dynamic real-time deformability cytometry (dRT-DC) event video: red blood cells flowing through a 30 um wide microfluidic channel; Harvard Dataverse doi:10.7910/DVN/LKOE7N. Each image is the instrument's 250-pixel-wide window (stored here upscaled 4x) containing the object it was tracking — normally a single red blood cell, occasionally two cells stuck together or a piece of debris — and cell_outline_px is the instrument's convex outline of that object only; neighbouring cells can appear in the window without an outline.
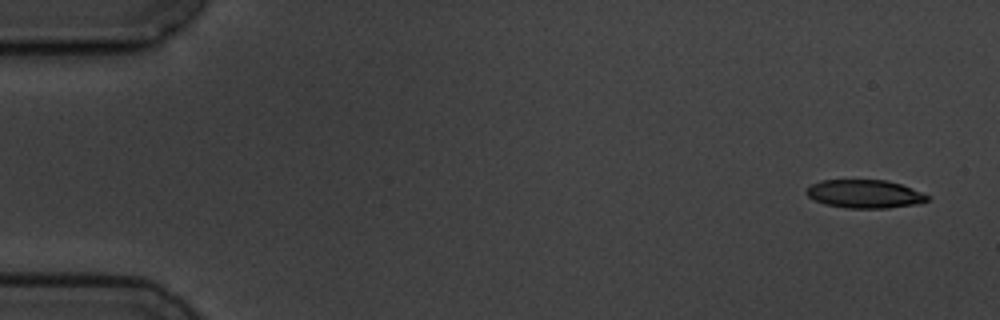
{"species": "common noctule bat (a hibernating species)", "species_latin": "Nyctalus noctula", "temperature_condition": "cold", "stored_images_in_passage": 5, "camera_frame_rate_fps": 3000, "um_per_image_px": 0.085, "animal": {"sex": "male", "body_mass_g": 19.5, "forearm_length_mm": 54.6}, "frame": {"image": 1, "passage_image": 1, "time_ms": 0.0, "image_size_px": [1000, 320], "cell_outline_px": [[932, 196], [928, 200], [916, 204], [888, 208], [848, 208], [828, 204], [816, 200], [808, 196], [804, 192], [812, 184], [820, 180], [888, 180], [912, 188]], "centroid_in_image_um": [73.54, 16.48], "position_along_channel_um": 11.5, "area_um2": 19.88}}
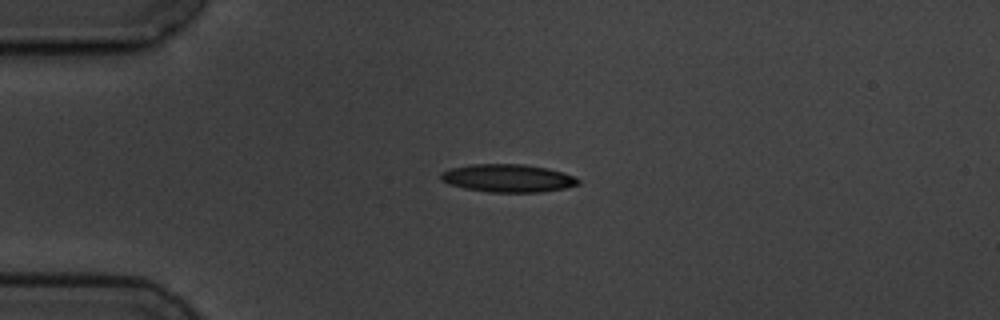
{"frame": {"image": 2, "passage_image": 4, "time_ms": 3.667, "image_size_px": [1000, 320], "cell_outline_px": [[580, 184], [564, 188], [540, 192], [488, 192], [464, 188], [448, 184], [440, 180], [440, 172], [452, 168], [472, 164], [524, 164], [548, 168], [564, 172], [580, 180]], "centroid_in_image_um": [43.15, 15.14], "position_along_channel_um": 41.8, "area_um2": 22.43}}